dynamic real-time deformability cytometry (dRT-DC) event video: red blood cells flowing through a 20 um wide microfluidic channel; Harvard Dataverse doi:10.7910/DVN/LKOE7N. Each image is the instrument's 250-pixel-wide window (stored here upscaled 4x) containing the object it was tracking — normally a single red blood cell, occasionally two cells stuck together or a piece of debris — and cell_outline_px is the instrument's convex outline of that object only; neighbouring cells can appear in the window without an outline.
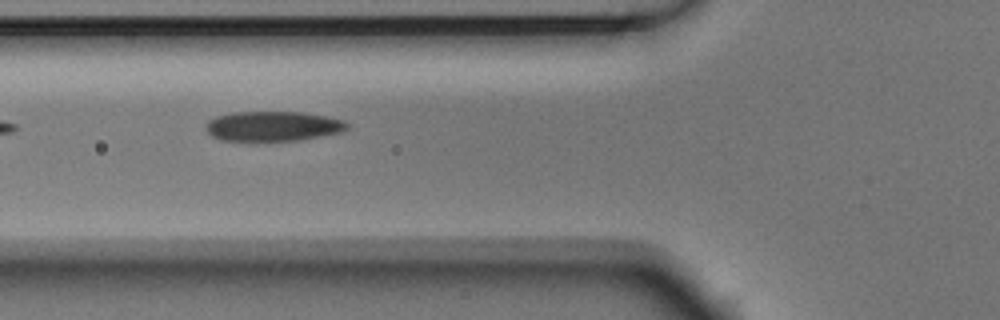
{"species": "Egyptian fruit bat (a non-hibernating species)", "species_latin": "Rousettus aegyptiacus", "temperature_condition": "room temperature", "stored_images_in_passage": 6, "camera_frame_rate_fps": 3000, "um_per_image_px": 0.085, "animal": {"sex": "male"}, "frame": {"image": 1, "passage_image": 3, "time_ms": 0.667, "image_size_px": [1000, 320], "cell_outline_px": [[348, 128], [340, 132], [300, 140], [252, 144], [220, 140], [212, 136], [204, 128], [204, 124], [208, 120], [216, 116], [232, 112], [300, 112], [324, 116], [344, 120], [348, 124]], "centroid_in_image_um": [23.09, 10.77], "position_along_channel_um": 102.7, "area_um2": 25.61}}
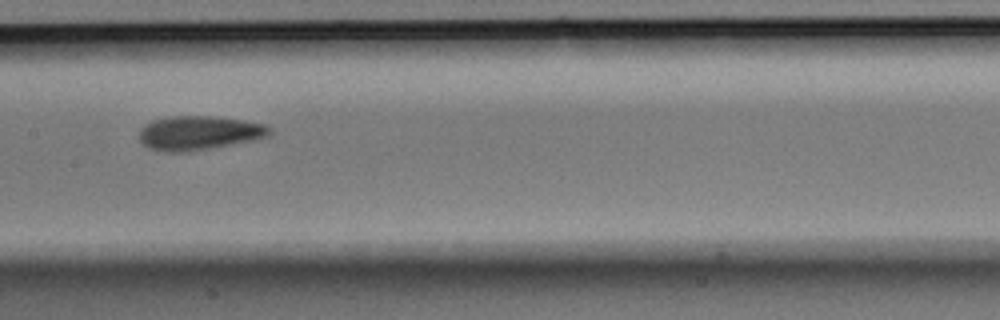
{"frame": {"image": 2, "passage_image": 5, "time_ms": 1.333, "image_size_px": [1000, 320], "cell_outline_px": [[272, 132], [268, 136], [252, 140], [188, 152], [168, 152], [148, 148], [140, 140], [140, 128], [144, 124], [152, 120], [172, 116], [212, 116], [244, 120], [264, 124], [272, 128]], "centroid_in_image_um": [16.9, 11.29], "position_along_channel_um": 190.5, "area_um2": 25.84}}
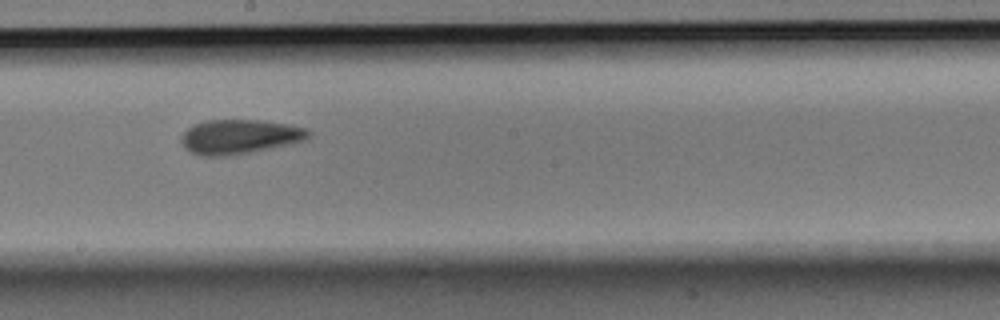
{"frame": {"image": 3, "passage_image": 6, "time_ms": 1.667, "image_size_px": [1000, 320], "cell_outline_px": [[312, 136], [304, 140], [292, 144], [228, 156], [200, 156], [184, 148], [180, 140], [180, 136], [192, 124], [208, 120], [264, 120], [292, 124], [308, 128], [312, 132]], "centroid_in_image_um": [20.4, 11.61], "position_along_channel_um": 227.8, "area_um2": 26.01}}